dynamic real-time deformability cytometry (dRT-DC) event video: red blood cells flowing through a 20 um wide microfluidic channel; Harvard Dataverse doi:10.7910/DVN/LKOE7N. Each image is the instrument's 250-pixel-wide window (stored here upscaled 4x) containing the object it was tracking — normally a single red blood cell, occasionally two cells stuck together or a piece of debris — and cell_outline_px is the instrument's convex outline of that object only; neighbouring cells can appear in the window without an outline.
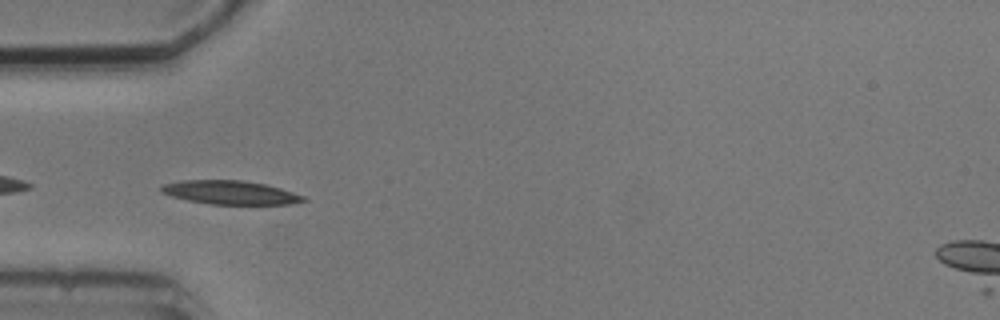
{"species": "common noctule bat (a hibernating species)", "species_latin": "Nyctalus noctula", "temperature_condition": "cold", "stored_images_in_passage": 7, "camera_frame_rate_fps": 3000, "um_per_image_px": 0.085, "animal": {"sex": "male", "body_mass_g": 20.5, "forearm_length_mm": 52.5}, "frame": {"image": 1, "passage_image": 5, "time_ms": 5.333, "image_size_px": [1000, 320], "cell_outline_px": [[308, 200], [292, 204], [212, 204], [188, 200], [172, 196], [160, 192], [160, 188], [164, 184], [184, 180], [240, 180], [264, 184], [280, 188], [304, 196]], "centroid_in_image_um": [19.58, 16.36], "position_along_channel_um": 65.4, "area_um2": 19.42}}
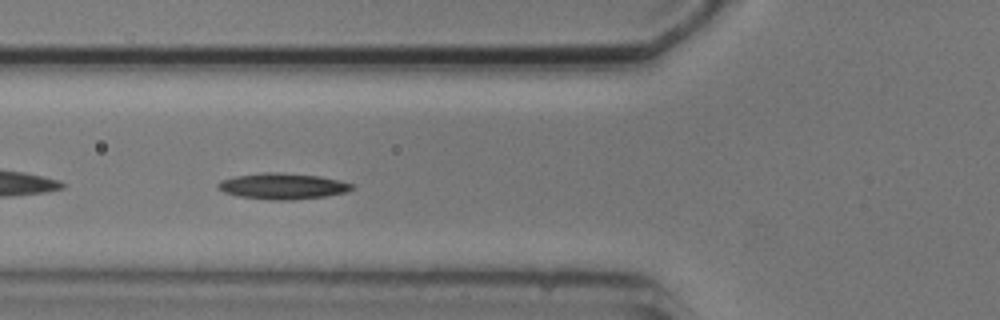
{"frame": {"image": 2, "passage_image": 6, "time_ms": 6.333, "image_size_px": [1000, 320], "cell_outline_px": [[356, 188], [348, 192], [324, 196], [292, 200], [272, 200], [240, 196], [224, 192], [216, 188], [216, 184], [220, 180], [236, 176], [264, 172], [276, 172], [320, 176], [340, 180], [352, 184]], "centroid_in_image_um": [24.03, 15.82], "position_along_channel_um": 101.8, "area_um2": 20.35}}
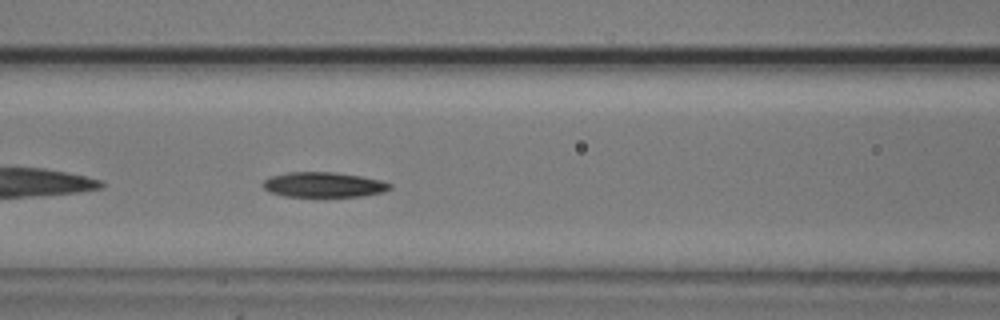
{"frame": {"image": 3, "passage_image": 7, "time_ms": 7.333, "image_size_px": [1000, 320], "cell_outline_px": [[392, 188], [384, 192], [360, 196], [284, 196], [272, 192], [264, 188], [260, 184], [268, 176], [288, 172], [332, 172], [360, 176], [380, 180], [392, 184]], "centroid_in_image_um": [27.48, 15.69], "position_along_channel_um": 139.1, "area_um2": 18.5}}